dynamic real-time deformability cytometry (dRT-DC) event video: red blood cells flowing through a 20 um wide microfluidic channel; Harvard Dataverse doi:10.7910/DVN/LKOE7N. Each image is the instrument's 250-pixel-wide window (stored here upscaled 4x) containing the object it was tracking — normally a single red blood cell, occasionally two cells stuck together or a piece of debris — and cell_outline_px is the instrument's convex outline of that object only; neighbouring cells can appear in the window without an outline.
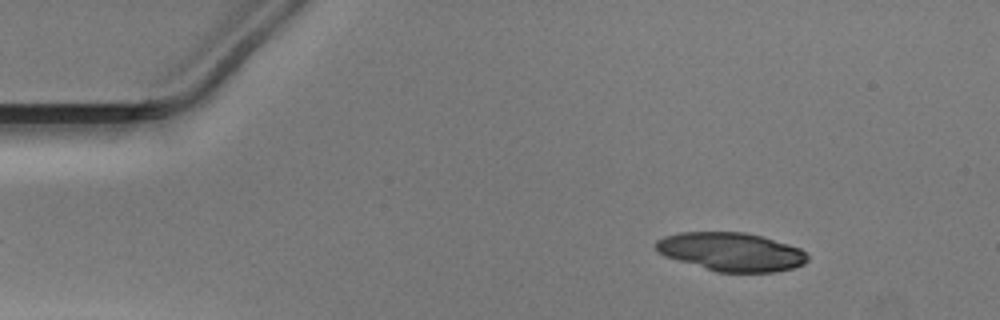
{"species": "Egyptian fruit bat (a non-hibernating species)", "species_latin": "Rousettus aegyptiacus", "temperature_condition": "warm", "stored_images_in_passage": 45, "camera_frame_rate_fps": 3000, "um_per_image_px": 0.085, "animal": {"sex": "male"}, "frame": {"image": 1, "passage_image": 1, "time_ms": 0.0, "image_size_px": [1000, 320], "cell_outline_px": [[808, 260], [804, 264], [792, 268], [776, 272], [716, 272], [664, 256], [656, 248], [656, 240], [664, 236], [680, 232], [744, 232], [764, 236], [800, 248], [808, 256]], "centroid_in_image_um": [62.16, 21.4], "position_along_channel_um": 22.8, "area_um2": 34.1}}